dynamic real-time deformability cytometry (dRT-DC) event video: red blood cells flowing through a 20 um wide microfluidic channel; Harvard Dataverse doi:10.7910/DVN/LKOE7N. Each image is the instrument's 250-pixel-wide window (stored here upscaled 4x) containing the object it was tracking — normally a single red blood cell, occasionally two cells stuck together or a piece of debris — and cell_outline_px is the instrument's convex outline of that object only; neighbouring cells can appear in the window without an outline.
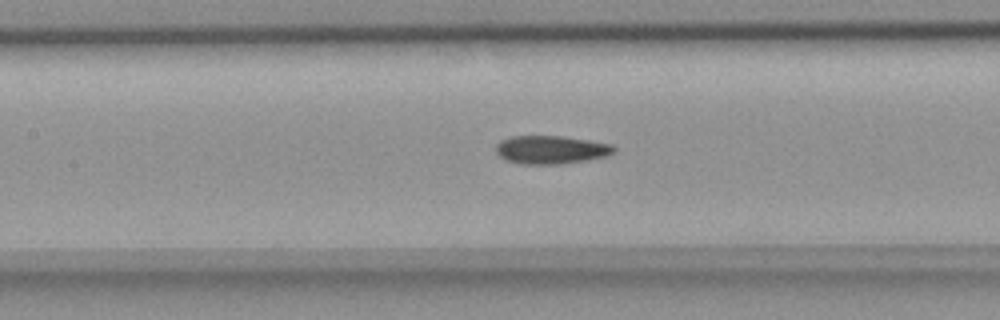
{"species": "common noctule bat (a hibernating species)", "species_latin": "Nyctalus noctula", "temperature_condition": "room temperature", "stored_images_in_passage": 45, "camera_frame_rate_fps": 3000, "um_per_image_px": 0.085, "animal": {"sex": "female", "body_mass_g": 18.4}, "frame": {"image": 1, "passage_image": 15, "time_ms": 4.667, "image_size_px": [1000, 320], "cell_outline_px": [[616, 148], [612, 152], [604, 156], [588, 160], [560, 164], [520, 164], [508, 160], [500, 156], [496, 152], [496, 144], [500, 140], [512, 136], [560, 136], [588, 140], [612, 144]], "centroid_in_image_um": [46.81, 12.72], "position_along_channel_um": 160.6, "area_um2": 19.31}}
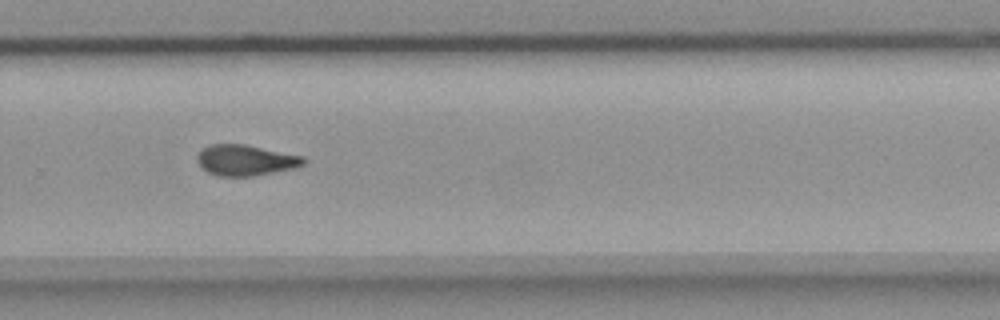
{"frame": {"image": 2, "passage_image": 27, "time_ms": 8.667, "image_size_px": [1000, 320], "cell_outline_px": [[308, 160], [304, 164], [296, 168], [252, 176], [220, 176], [208, 172], [200, 164], [196, 156], [200, 148], [212, 144], [244, 144], [304, 156]], "centroid_in_image_um": [20.9, 13.61], "position_along_channel_um": 308.9, "area_um2": 19.13}}
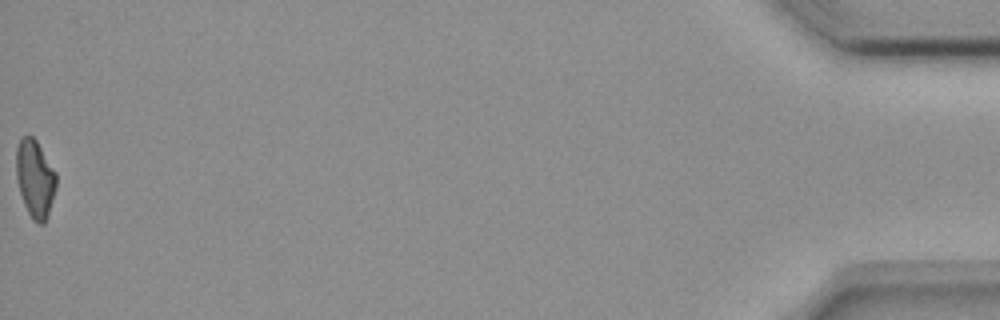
{"frame": {"image": 3, "passage_image": 45, "time_ms": 14.667, "image_size_px": [1000, 320], "cell_outline_px": [[56, 188], [48, 216], [44, 224], [36, 224], [32, 220], [24, 204], [20, 192], [16, 176], [16, 148], [20, 140], [24, 136], [32, 136], [36, 140], [56, 172]], "centroid_in_image_um": [2.98, 15.22], "position_along_channel_um": 432.2, "area_um2": 18.15}, "authors_computed_cell_mechanics": {"area_um2": 19.1318, "velocity_mm_per_s": 3.7216, "shape_relaxation_time_tau1_ms": 10.4713, "shape_relaxation_time_tau2_ms": 4.7743, "deformation_change_tau1": 0.2205, "deformation_change_tau2": 0.1195}}